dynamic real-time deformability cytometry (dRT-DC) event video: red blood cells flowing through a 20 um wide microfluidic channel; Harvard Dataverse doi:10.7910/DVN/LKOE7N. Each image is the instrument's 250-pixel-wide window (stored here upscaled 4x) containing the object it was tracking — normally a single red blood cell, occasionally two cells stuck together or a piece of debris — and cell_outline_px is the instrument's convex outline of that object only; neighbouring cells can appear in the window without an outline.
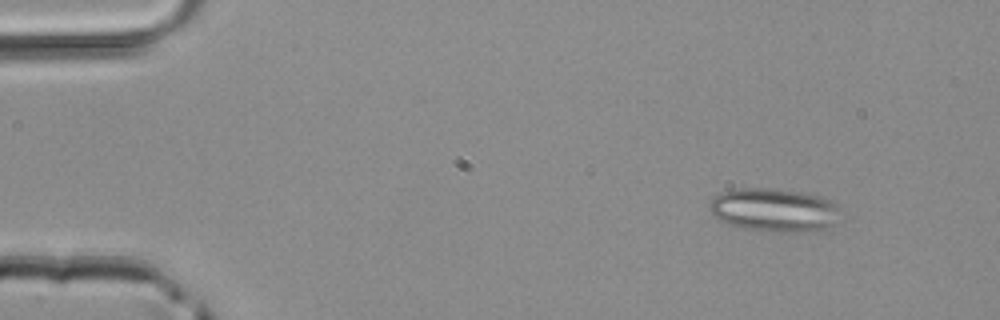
{"species": "common noctule bat (a hibernating species)", "species_latin": "Nyctalus noctula", "temperature_condition": "room temperature", "stored_images_in_passage": 46, "segment_of_instrument_passage": [1, 2], "camera_frame_rate_fps": 3000, "um_per_image_px": 0.085, "animal": {"sex": "male", "body_mass_g": 20.4}, "frame": {"image": 1, "passage_image": 5, "time_ms": 1.333, "image_size_px": [1000, 320], "cell_outline_px": [[844, 220], [836, 224], [816, 232], [772, 232], [740, 228], [728, 224], [712, 216], [708, 208], [708, 204], [712, 196], [720, 192], [740, 188], [764, 188], [800, 192], [820, 196], [832, 200], [836, 204]], "centroid_in_image_um": [65.83, 17.87], "position_along_channel_um": 19.2, "area_um2": 34.1}}